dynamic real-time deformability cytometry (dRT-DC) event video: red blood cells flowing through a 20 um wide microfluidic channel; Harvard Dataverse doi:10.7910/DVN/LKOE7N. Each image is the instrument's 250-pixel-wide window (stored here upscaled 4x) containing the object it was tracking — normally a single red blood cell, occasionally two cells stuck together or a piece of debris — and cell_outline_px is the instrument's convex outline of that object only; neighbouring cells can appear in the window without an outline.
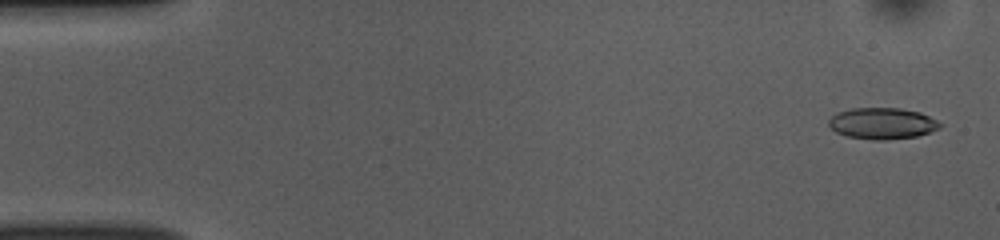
{"species": "common noctule bat (a hibernating species)", "species_latin": "Nyctalus noctula", "temperature_condition": "room temperature", "stored_images_in_passage": 51, "camera_frame_rate_fps": 3000, "um_per_image_px": 0.085, "animal": {"sex": "female", "body_mass_g": 10.0, "forearm_length_mm": 53.1}, "frame": {"image": 1, "passage_image": 2, "time_ms": 0.333, "image_size_px": [1000, 240], "cell_outline_px": [[944, 124], [940, 128], [916, 136], [888, 140], [872, 140], [848, 136], [836, 132], [828, 124], [828, 120], [836, 112], [852, 108], [900, 108], [920, 112]], "centroid_in_image_um": [74.99, 10.48], "position_along_channel_um": 10.0, "area_um2": 20.35}}
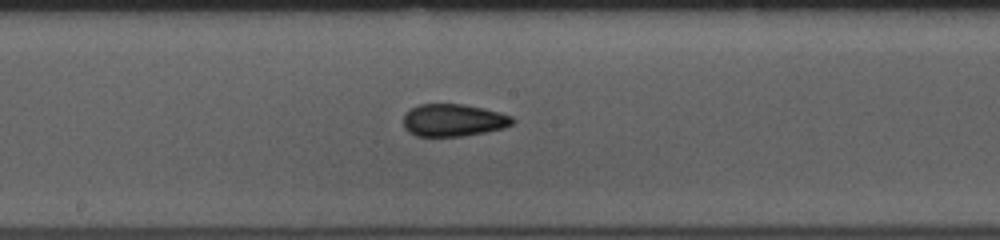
{"frame": {"image": 2, "passage_image": 27, "time_ms": 8.667, "image_size_px": [1000, 240], "cell_outline_px": [[516, 120], [512, 124], [504, 128], [464, 136], [416, 136], [408, 132], [404, 128], [404, 112], [408, 108], [420, 104], [464, 104], [484, 108], [500, 112], [512, 116]], "centroid_in_image_um": [38.52, 10.21], "position_along_channel_um": 209.7, "area_um2": 20.87}}
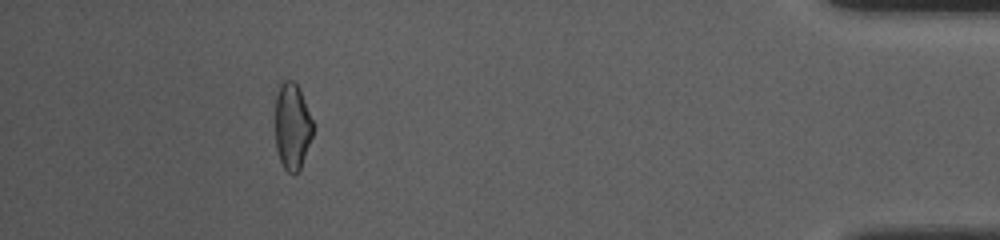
{"frame": {"image": 3, "passage_image": 47, "time_ms": 15.333, "image_size_px": [1000, 240], "cell_outline_px": [[316, 124], [312, 136], [300, 168], [292, 176], [284, 168], [280, 160], [276, 148], [276, 96], [280, 84], [284, 80], [292, 80], [300, 88]], "centroid_in_image_um": [24.87, 10.71], "position_along_channel_um": 410.3, "area_um2": 19.31}, "authors_computed_cell_mechanics": {"area_um2": 20.3456, "velocity_mm_per_s": 3.8611, "shape_relaxation_time_tau1_ms": 4.6987, "shape_relaxation_time_tau2_ms": 1.8901, "deformation_change_tau1": 0.123, "deformation_change_tau2": 0.0772}}